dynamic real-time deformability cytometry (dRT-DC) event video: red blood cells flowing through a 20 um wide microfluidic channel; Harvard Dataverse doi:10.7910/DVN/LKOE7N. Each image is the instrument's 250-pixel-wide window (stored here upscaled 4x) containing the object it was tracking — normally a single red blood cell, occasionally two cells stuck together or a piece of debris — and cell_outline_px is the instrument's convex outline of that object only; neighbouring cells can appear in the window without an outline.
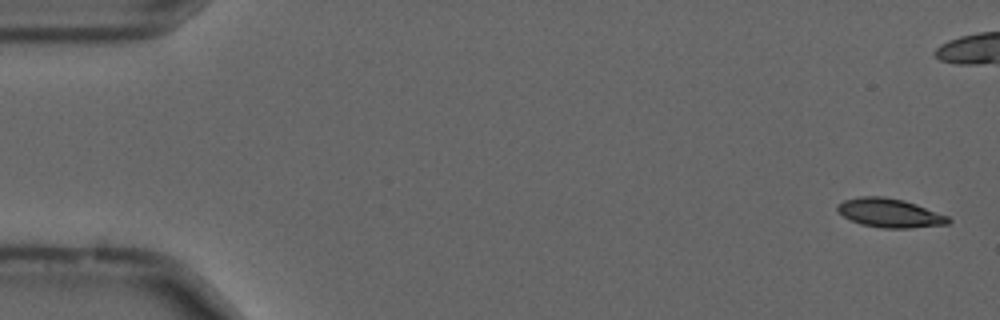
{"species": "common noctule bat (a hibernating species)", "species_latin": "Nyctalus noctula", "temperature_condition": "cold", "stored_images_in_passage": 55, "camera_frame_rate_fps": 3000, "um_per_image_px": 0.085, "animal": {"sex": "male", "forearm_length_mm": 52.5}, "frame": {"image": 1, "passage_image": 1, "time_ms": 0.0, "image_size_px": [1000, 320], "cell_outline_px": [[952, 220], [948, 224], [912, 228], [880, 228], [860, 224], [844, 216], [836, 208], [836, 204], [844, 200], [860, 196], [884, 196], [904, 200], [916, 204], [948, 216]], "centroid_in_image_um": [75.63, 18.1], "position_along_channel_um": 9.4, "area_um2": 18.73}}
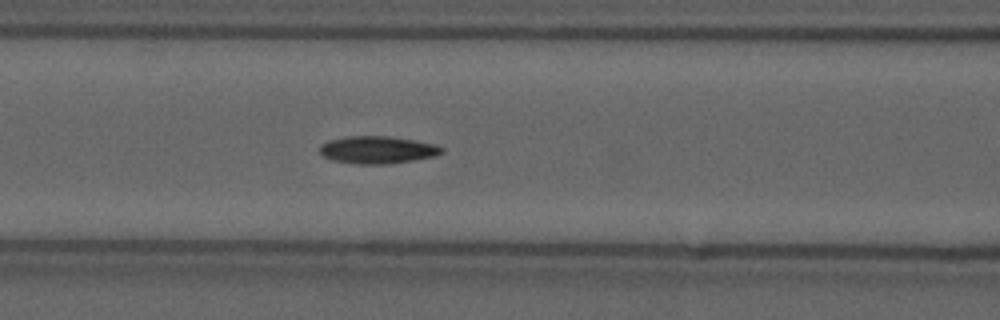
{"frame": {"image": 2, "passage_image": 22, "time_ms": 7.0, "image_size_px": [1000, 320], "cell_outline_px": [[444, 152], [436, 156], [388, 164], [356, 164], [332, 160], [324, 156], [320, 152], [320, 144], [328, 140], [348, 136], [388, 136], [436, 144], [444, 148]], "centroid_in_image_um": [32.09, 12.74], "position_along_channel_um": 134.5, "area_um2": 19.54}}
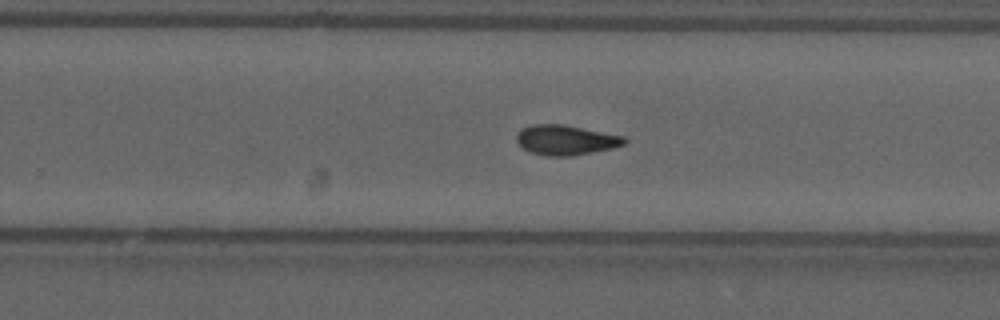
{"frame": {"image": 3, "passage_image": 34, "time_ms": 11.0, "image_size_px": [1000, 320], "cell_outline_px": [[628, 140], [624, 144], [612, 148], [572, 156], [548, 156], [528, 152], [516, 140], [516, 136], [520, 128], [532, 124], [564, 124], [624, 136]], "centroid_in_image_um": [48.07, 11.89], "position_along_channel_um": 281.7, "area_um2": 18.9}, "authors_computed_cell_mechanics": {"area_um2": 18.496, "velocity_mm_per_s": 3.6871, "shape_relaxation_time_tau1_ms": 8.7395, "shape_relaxation_time_tau2_ms": 3.3259, "deformation_change_tau1": 0.1966, "deformation_change_tau2": 0.0941}}